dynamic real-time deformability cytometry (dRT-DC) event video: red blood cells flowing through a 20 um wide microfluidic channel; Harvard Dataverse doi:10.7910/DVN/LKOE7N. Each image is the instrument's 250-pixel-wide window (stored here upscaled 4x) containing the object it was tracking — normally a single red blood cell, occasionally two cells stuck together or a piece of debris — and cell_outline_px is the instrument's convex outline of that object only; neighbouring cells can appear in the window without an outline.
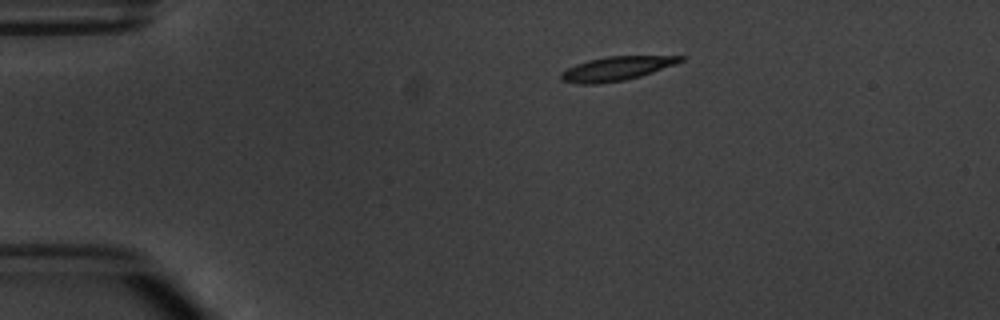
{"species": "common noctule bat (a hibernating species)", "species_latin": "Nyctalus noctula", "temperature_condition": "warm", "stored_images_in_passage": 7, "camera_frame_rate_fps": 3000, "um_per_image_px": 0.085, "animal": {"sex": "male", "body_mass_g": 20.1, "forearm_length_mm": 53.5}, "frame": {"image": 1, "passage_image": 1, "time_ms": 0.0, "image_size_px": [1000, 320], "cell_outline_px": [[684, 60], [652, 72], [640, 76], [624, 80], [600, 84], [580, 84], [560, 80], [560, 72], [576, 64], [588, 60], [608, 56], [684, 56]], "centroid_in_image_um": [52.33, 5.83], "position_along_channel_um": 32.7, "area_um2": 16.53}}
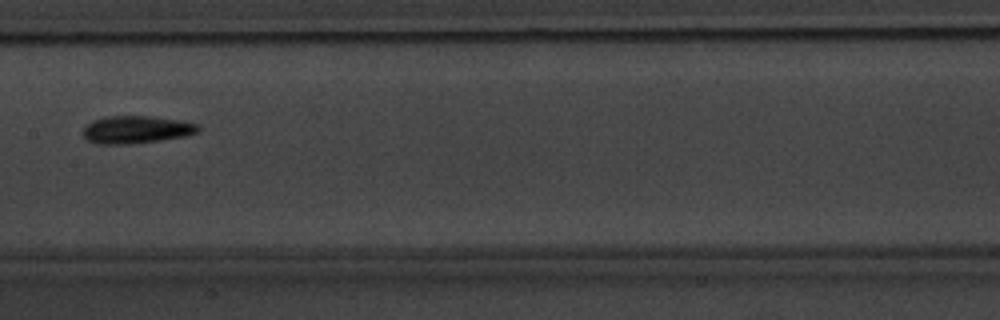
{"frame": {"image": 2, "passage_image": 6, "time_ms": 5.667, "image_size_px": [1000, 320], "cell_outline_px": [[200, 132], [184, 136], [160, 140], [124, 144], [96, 144], [84, 140], [84, 128], [92, 120], [104, 116], [148, 116], [180, 120], [196, 124], [200, 128]], "centroid_in_image_um": [11.55, 11.01], "position_along_channel_um": 195.8, "area_um2": 18.5}}
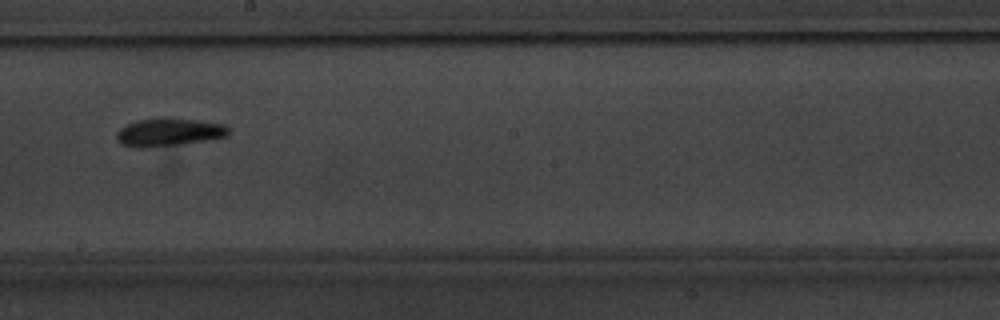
{"frame": {"image": 3, "passage_image": 7, "time_ms": 6.667, "image_size_px": [1000, 320], "cell_outline_px": [[232, 132], [228, 136], [180, 144], [144, 148], [136, 148], [120, 144], [116, 140], [116, 132], [120, 128], [136, 120], [196, 120], [224, 124], [232, 128]], "centroid_in_image_um": [14.36, 11.27], "position_along_channel_um": 233.8, "area_um2": 17.86}}